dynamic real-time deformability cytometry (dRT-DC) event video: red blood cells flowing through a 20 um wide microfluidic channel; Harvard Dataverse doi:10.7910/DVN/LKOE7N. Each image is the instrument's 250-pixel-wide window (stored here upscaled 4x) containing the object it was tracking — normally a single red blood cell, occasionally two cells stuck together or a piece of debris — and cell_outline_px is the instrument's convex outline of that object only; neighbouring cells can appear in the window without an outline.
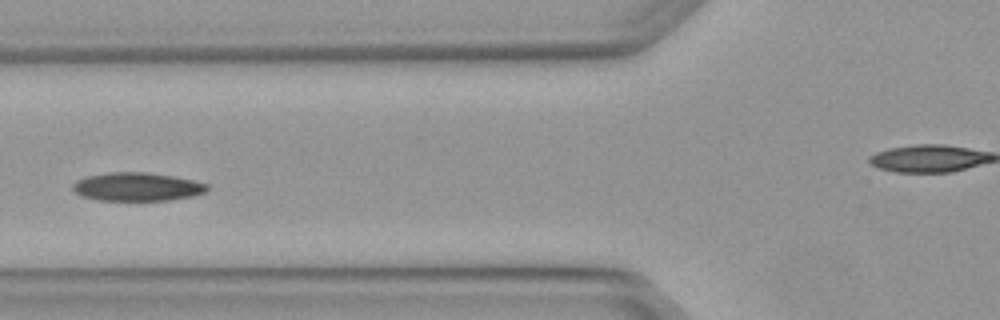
{"species": "Egyptian fruit bat (a non-hibernating species)", "species_latin": "Rousettus aegyptiacus", "temperature_condition": "warm", "stored_images_in_passage": 4, "camera_frame_rate_fps": 3000, "um_per_image_px": 0.085, "animal": {"sex": "female"}, "frame": {"image": 1, "passage_image": 3, "time_ms": 0.667, "image_size_px": [1000, 320], "cell_outline_px": [[208, 188], [204, 192], [192, 196], [168, 200], [100, 200], [80, 196], [72, 188], [72, 184], [76, 180], [88, 176], [108, 172], [148, 172], [172, 176], [192, 180], [208, 184]], "centroid_in_image_um": [11.62, 15.87], "position_along_channel_um": 114.2, "area_um2": 22.14}}